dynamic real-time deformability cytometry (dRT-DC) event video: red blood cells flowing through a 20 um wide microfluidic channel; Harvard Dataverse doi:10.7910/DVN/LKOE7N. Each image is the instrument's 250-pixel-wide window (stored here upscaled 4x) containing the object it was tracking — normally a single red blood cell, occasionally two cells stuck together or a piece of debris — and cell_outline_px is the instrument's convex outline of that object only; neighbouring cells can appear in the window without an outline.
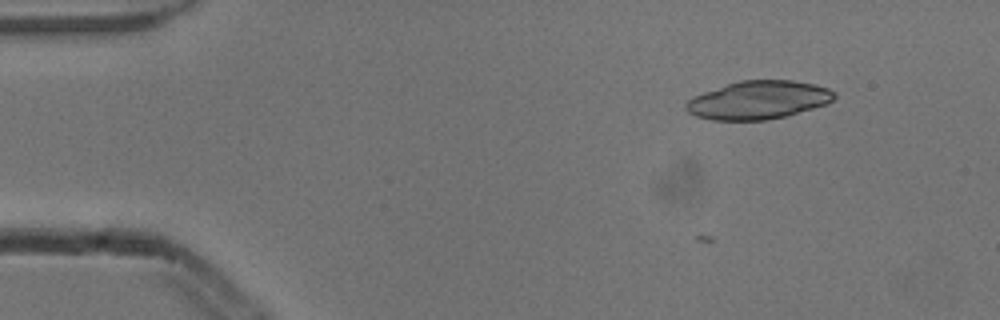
{"species": "common noctule bat (a hibernating species)", "species_latin": "Nyctalus noctula", "temperature_condition": "cold", "stored_images_in_passage": 6, "camera_frame_rate_fps": 3000, "um_per_image_px": 0.085, "animal": {"sex": "male", "body_mass_g": 13.3}, "frame": {"image": 1, "passage_image": 4, "time_ms": 1.0, "image_size_px": [1000, 320], "cell_outline_px": [[836, 96], [832, 100], [824, 104], [812, 108], [784, 116], [768, 120], [712, 120], [696, 116], [688, 112], [684, 108], [684, 104], [692, 96], [740, 80], [792, 80], [816, 84], [828, 88], [836, 92]], "centroid_in_image_um": [64.44, 8.5], "position_along_channel_um": 20.6, "area_um2": 32.95}}